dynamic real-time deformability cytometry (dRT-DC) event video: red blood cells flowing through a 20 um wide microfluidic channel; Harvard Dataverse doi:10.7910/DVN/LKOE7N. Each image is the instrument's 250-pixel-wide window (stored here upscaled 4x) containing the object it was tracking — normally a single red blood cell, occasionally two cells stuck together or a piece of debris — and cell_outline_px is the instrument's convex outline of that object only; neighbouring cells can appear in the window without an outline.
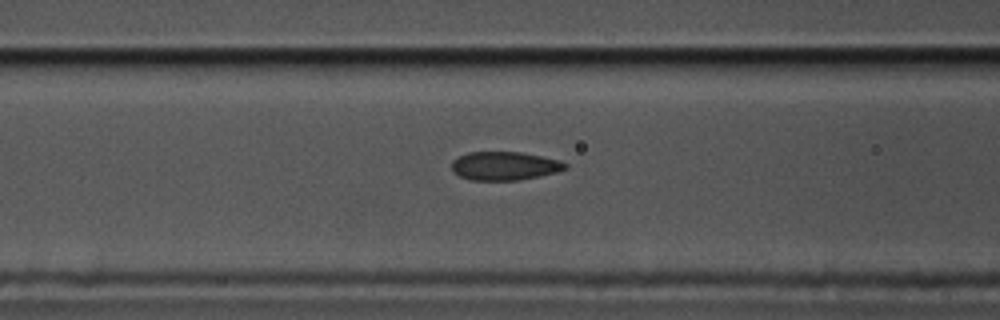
{"species": "common noctule bat (a hibernating species)", "species_latin": "Nyctalus noctula", "temperature_condition": "cold", "stored_images_in_passage": 17, "camera_frame_rate_fps": 3000, "um_per_image_px": 0.085, "animal": {"sex": "male", "body_mass_g": 17.5, "forearm_length_mm": 52.3}, "frame": {"image": 1, "passage_image": 15, "time_ms": 4.667, "image_size_px": [1000, 320], "cell_outline_px": [[568, 168], [556, 172], [540, 176], [520, 180], [472, 180], [460, 176], [452, 172], [452, 160], [468, 152], [520, 152], [560, 160], [568, 164]], "centroid_in_image_um": [42.89, 14.1], "position_along_channel_um": 123.7, "area_um2": 18.9}}